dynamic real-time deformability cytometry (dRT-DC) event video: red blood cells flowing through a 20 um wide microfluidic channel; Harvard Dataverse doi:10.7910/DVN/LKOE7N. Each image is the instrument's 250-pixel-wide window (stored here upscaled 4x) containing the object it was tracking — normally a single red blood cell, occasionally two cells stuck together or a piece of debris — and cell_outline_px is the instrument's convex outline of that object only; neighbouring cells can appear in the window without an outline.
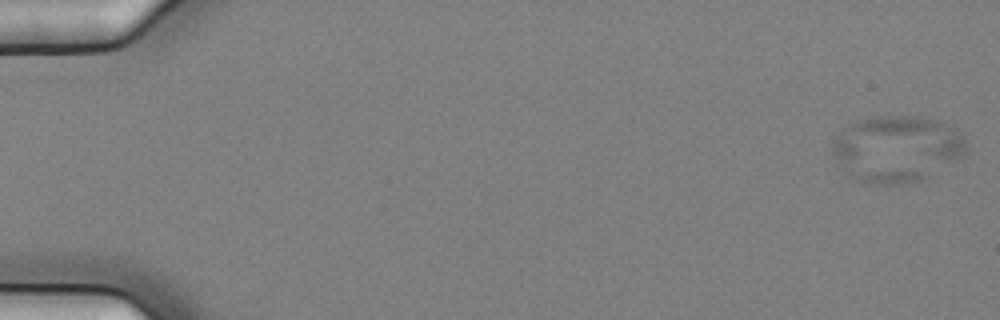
{"species": "common noctule bat (a hibernating species)", "species_latin": "Nyctalus noctula", "temperature_condition": "cold", "stored_images_in_passage": 4, "camera_frame_rate_fps": 3000, "um_per_image_px": 0.085, "animal": {"sex": "female", "body_mass_g": 25.1}, "frame": {"image": 1, "passage_image": 2, "time_ms": 0.333, "image_size_px": [1000, 320], "cell_outline_px": [[968, 152], [956, 160], [928, 176], [920, 180], [908, 184], [860, 184], [848, 176], [840, 168], [832, 156], [832, 144], [836, 136], [848, 124], [856, 120], [876, 116], [912, 116], [936, 120], [956, 128], [968, 140]], "centroid_in_image_um": [76.2, 12.66], "position_along_channel_um": 8.8, "area_um2": 52.71}}